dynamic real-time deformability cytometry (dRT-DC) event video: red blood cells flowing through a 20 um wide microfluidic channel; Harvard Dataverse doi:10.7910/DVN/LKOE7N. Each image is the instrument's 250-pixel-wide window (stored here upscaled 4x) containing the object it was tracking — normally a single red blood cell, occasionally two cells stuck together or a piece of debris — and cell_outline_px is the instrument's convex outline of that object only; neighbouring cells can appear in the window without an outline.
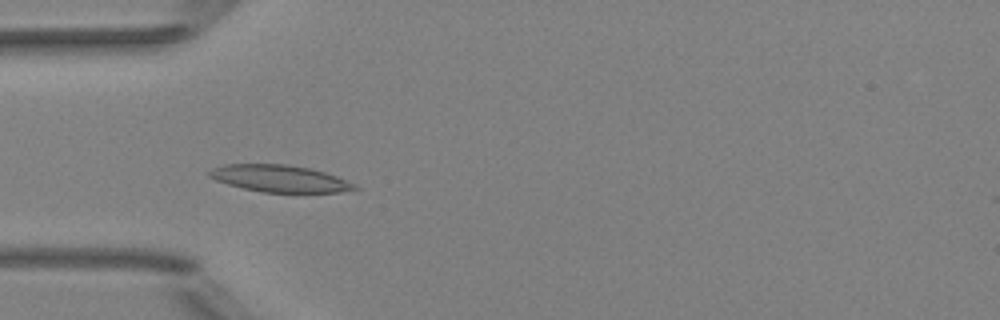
{"species": "Egyptian fruit bat (a non-hibernating species)", "species_latin": "Rousettus aegyptiacus", "temperature_condition": "room temperature", "stored_images_in_passage": 52, "camera_frame_rate_fps": 3000, "um_per_image_px": 0.085, "animal": {"sex": "female"}, "frame": {"image": 1, "passage_image": 16, "time_ms": 5.0, "image_size_px": [1000, 320], "cell_outline_px": [[360, 188], [340, 192], [260, 192], [228, 184], [216, 180], [208, 176], [208, 172], [212, 168], [224, 164], [284, 164], [308, 168], [324, 172], [336, 176], [356, 184]], "centroid_in_image_um": [23.76, 15.17], "position_along_channel_um": 61.2, "area_um2": 22.66}}
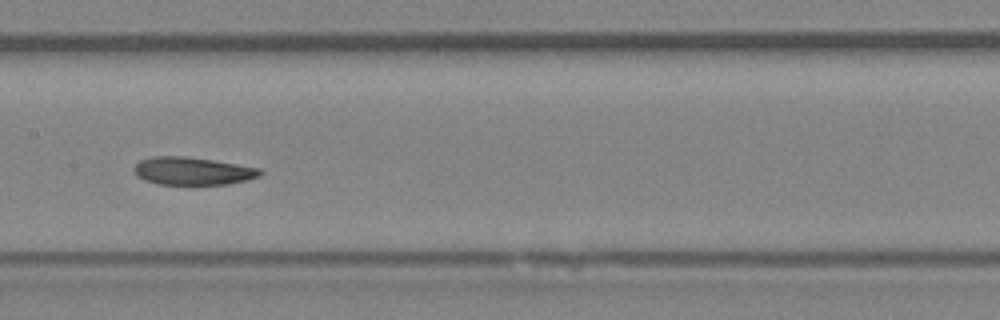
{"frame": {"image": 2, "passage_image": 26, "time_ms": 8.333, "image_size_px": [1000, 320], "cell_outline_px": [[264, 172], [260, 176], [248, 180], [228, 184], [156, 184], [144, 180], [136, 176], [132, 168], [140, 160], [152, 156], [184, 156], [212, 160], [260, 168]], "centroid_in_image_um": [16.35, 14.54], "position_along_channel_um": 191.0, "area_um2": 20.52}}
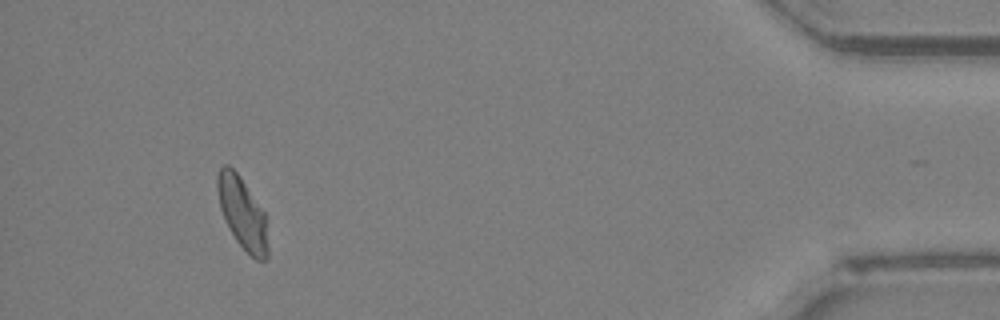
{"frame": {"image": 3, "passage_image": 48, "time_ms": 15.667, "image_size_px": [1000, 320], "cell_outline_px": [[268, 256], [264, 260], [256, 260], [236, 240], [228, 228], [220, 208], [216, 188], [216, 176], [220, 168], [224, 164], [228, 164], [240, 176], [264, 212], [268, 244]], "centroid_in_image_um": [20.58, 18.09], "position_along_channel_um": 414.6, "area_um2": 20.98}, "authors_computed_cell_mechanics": {"area_um2": 21.5305, "velocity_mm_per_s": 3.9658, "shape_relaxation_time_tau1_ms": 8.6525, "shape_relaxation_time_tau2_ms": 3.3756, "deformation_change_tau1": 0.1579, "deformation_change_tau2": 0.0821}}